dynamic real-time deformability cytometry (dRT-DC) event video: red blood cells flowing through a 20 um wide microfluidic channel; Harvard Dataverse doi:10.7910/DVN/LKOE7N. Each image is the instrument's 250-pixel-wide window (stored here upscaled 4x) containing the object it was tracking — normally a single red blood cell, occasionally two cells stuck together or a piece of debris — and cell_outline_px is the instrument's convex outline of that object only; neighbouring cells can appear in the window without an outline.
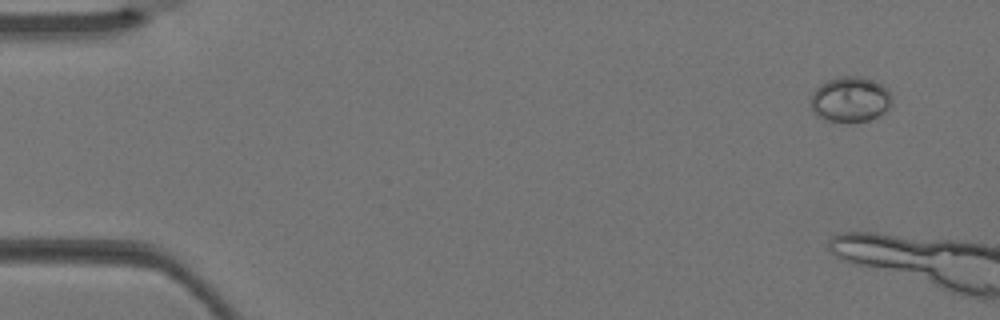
{"species": "Egyptian fruit bat (a non-hibernating species)", "species_latin": "Rousettus aegyptiacus", "temperature_condition": "warm", "stored_images_in_passage": 4, "camera_frame_rate_fps": 3000, "um_per_image_px": 0.085, "animal": {"sex": "female"}, "frame": {"image": 1, "passage_image": 4, "time_ms": 1.0, "image_size_px": [1000, 320], "cell_outline_px": [[892, 104], [880, 116], [868, 120], [852, 124], [824, 120], [816, 116], [812, 112], [812, 92], [820, 84], [828, 80], [840, 76], [860, 76], [872, 80], [888, 88], [892, 96]], "centroid_in_image_um": [72.28, 8.48], "position_along_channel_um": 12.7, "area_um2": 21.96}}